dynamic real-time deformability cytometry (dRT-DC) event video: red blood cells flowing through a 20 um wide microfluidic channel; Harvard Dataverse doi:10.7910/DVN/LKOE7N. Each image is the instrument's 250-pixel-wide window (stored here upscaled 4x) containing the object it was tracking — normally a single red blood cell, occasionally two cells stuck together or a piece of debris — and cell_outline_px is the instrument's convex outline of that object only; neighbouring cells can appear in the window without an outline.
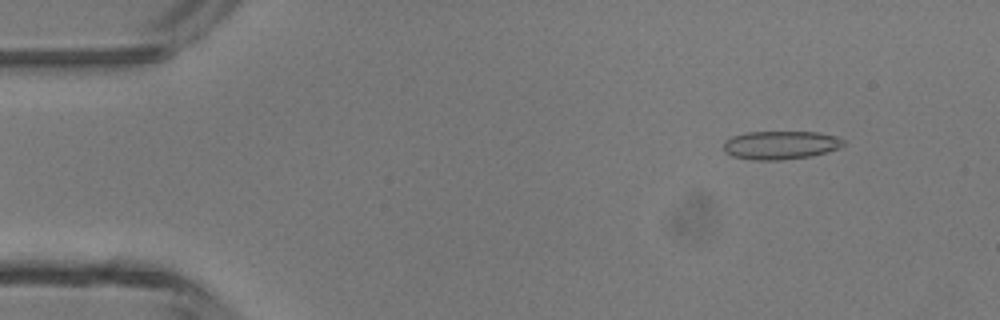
{"species": "common noctule bat (a hibernating species)", "species_latin": "Nyctalus noctula", "temperature_condition": "room temperature", "stored_images_in_passage": 47, "camera_frame_rate_fps": 3000, "um_per_image_px": 0.085, "animal": {"sex": "male", "body_mass_g": 13.3}, "frame": {"image": 1, "passage_image": 5, "time_ms": 1.333, "image_size_px": [1000, 320], "cell_outline_px": [[844, 144], [840, 148], [828, 152], [808, 156], [780, 160], [752, 160], [732, 156], [724, 152], [724, 140], [732, 136], [748, 132], [816, 132], [836, 136], [844, 140]], "centroid_in_image_um": [66.33, 12.33], "position_along_channel_um": 18.7, "area_um2": 19.88}}
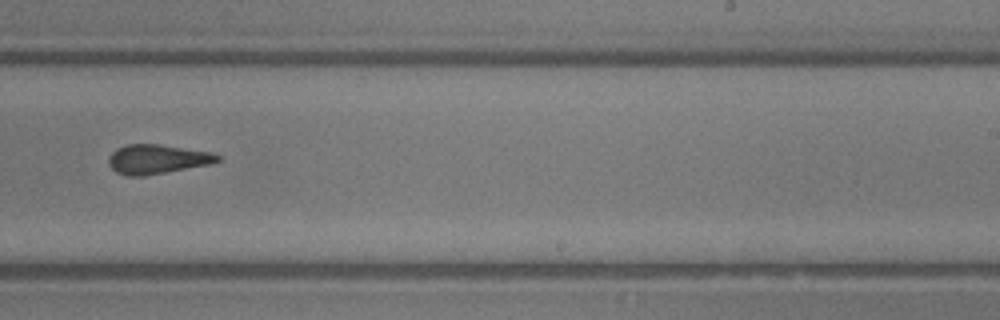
{"frame": {"image": 2, "passage_image": 29, "time_ms": 9.333, "image_size_px": [1000, 320], "cell_outline_px": [[220, 160], [212, 164], [144, 176], [128, 176], [116, 172], [108, 164], [108, 160], [112, 152], [116, 148], [128, 144], [160, 144], [212, 152], [220, 156]], "centroid_in_image_um": [13.37, 13.53], "position_along_channel_um": 275.6, "area_um2": 18.73}}
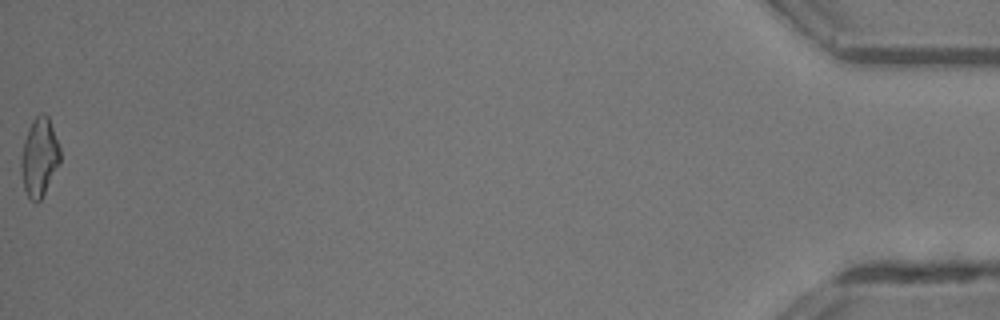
{"frame": {"image": 3, "passage_image": 47, "time_ms": 15.333, "image_size_px": [1000, 320], "cell_outline_px": [[60, 164], [40, 200], [36, 204], [28, 196], [24, 188], [20, 168], [20, 156], [24, 140], [28, 128], [32, 120], [40, 112], [44, 112], [48, 116], [60, 148]], "centroid_in_image_um": [3.33, 13.34], "position_along_channel_um": 431.9, "area_um2": 17.98}, "authors_computed_cell_mechanics": {"area_um2": 18.7272, "velocity_mm_per_s": 4.3623, "shape_relaxation_time_tau1_ms": null, "shape_relaxation_time_tau2_ms": 1.4861, "deformation_change_tau1": null, "deformation_change_tau2": 0.0948}}